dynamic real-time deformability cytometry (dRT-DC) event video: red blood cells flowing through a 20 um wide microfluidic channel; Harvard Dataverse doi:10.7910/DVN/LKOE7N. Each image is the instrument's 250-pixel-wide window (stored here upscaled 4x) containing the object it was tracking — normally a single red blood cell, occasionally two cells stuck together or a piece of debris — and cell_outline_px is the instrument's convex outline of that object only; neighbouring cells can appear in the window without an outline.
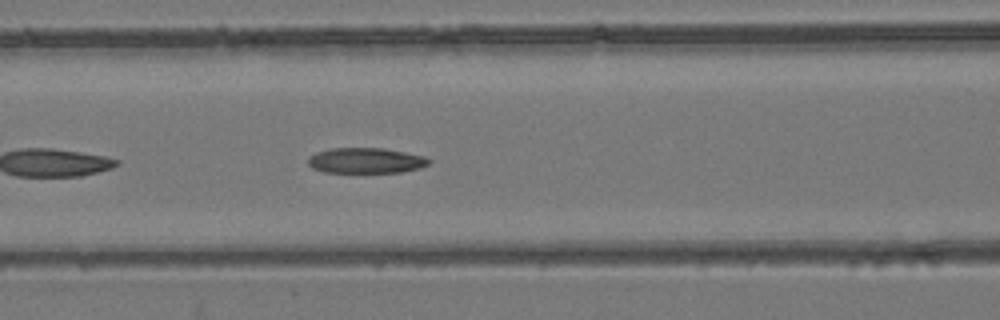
{"species": "common noctule bat (a hibernating species)", "species_latin": "Nyctalus noctula", "temperature_condition": "room temperature", "stored_images_in_passage": 11, "camera_frame_rate_fps": 3000, "um_per_image_px": 0.085, "animal": {"sex": "female", "body_mass_g": 24.6, "forearm_length_mm": 56.2}, "frame": {"image": 1, "passage_image": 8, "time_ms": 2.333, "image_size_px": [1000, 320], "cell_outline_px": [[432, 160], [428, 164], [420, 168], [400, 172], [324, 172], [312, 168], [308, 164], [308, 156], [316, 152], [332, 148], [384, 148], [424, 156]], "centroid_in_image_um": [31.08, 13.64], "position_along_channel_um": 135.5, "area_um2": 17.92}}